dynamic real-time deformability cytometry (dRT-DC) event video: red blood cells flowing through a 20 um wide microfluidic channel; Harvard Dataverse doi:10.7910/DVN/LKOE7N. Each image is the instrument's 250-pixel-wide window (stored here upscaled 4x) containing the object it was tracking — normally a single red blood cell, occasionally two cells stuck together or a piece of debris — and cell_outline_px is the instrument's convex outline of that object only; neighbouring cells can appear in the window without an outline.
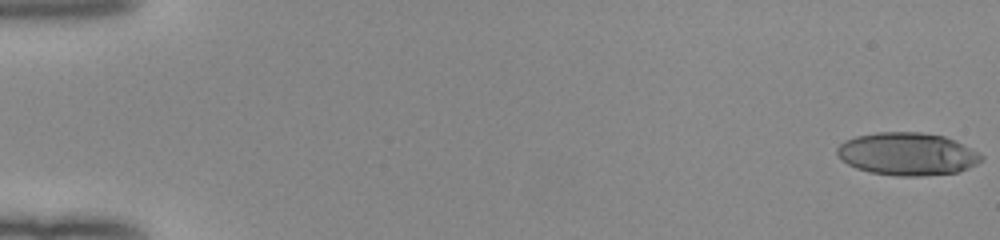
{"species": "human", "species_latin": "Homo sapiens", "temperature_condition": "room temperature", "stored_images_in_passage": 52, "camera_frame_rate_fps": 3000, "um_per_image_px": 0.085, "donor": {"sex": "female"}, "frame": {"image": 1, "passage_image": 1, "time_ms": 0.0, "image_size_px": [1000, 240], "cell_outline_px": [[984, 160], [968, 168], [956, 172], [924, 176], [896, 176], [868, 172], [856, 168], [840, 160], [836, 156], [836, 148], [844, 140], [856, 136], [876, 132], [924, 132], [944, 136], [956, 140], [984, 156]], "centroid_in_image_um": [77.09, 13.08], "position_along_channel_um": 7.9, "area_um2": 36.3}}
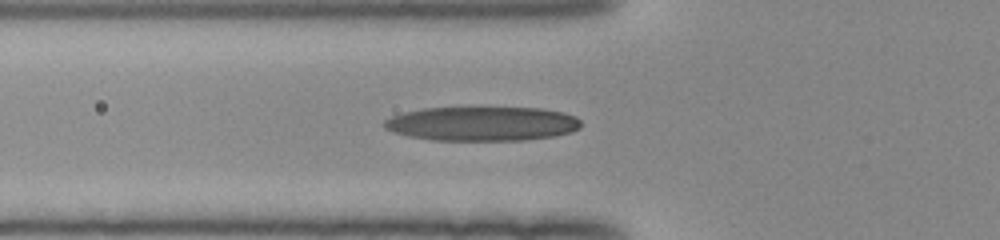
{"frame": {"image": 2, "passage_image": 20, "time_ms": 6.333, "image_size_px": [1000, 240], "cell_outline_px": [[580, 128], [572, 132], [556, 136], [524, 140], [432, 140], [408, 136], [392, 132], [384, 128], [380, 124], [384, 120], [392, 116], [404, 112], [424, 108], [540, 108], [564, 112], [576, 116], [580, 120]], "centroid_in_image_um": [40.97, 10.52], "position_along_channel_um": 84.8, "area_um2": 39.54}}
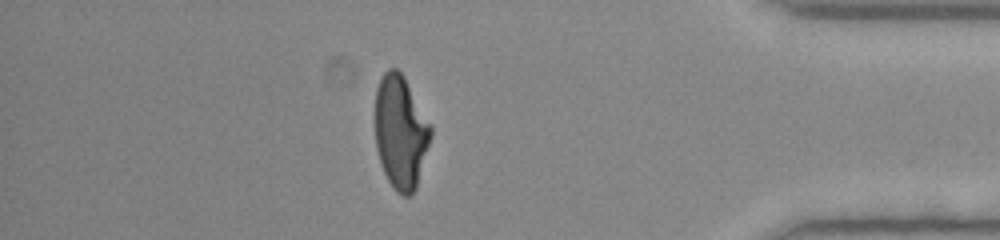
{"frame": {"image": 3, "passage_image": 46, "time_ms": 15.0, "image_size_px": [1000, 240], "cell_outline_px": [[432, 136], [416, 188], [412, 196], [404, 196], [396, 192], [392, 188], [380, 164], [376, 148], [376, 88], [384, 72], [388, 68], [396, 68], [404, 76], [432, 124]], "centroid_in_image_um": [34.07, 11.24], "position_along_channel_um": 401.1, "area_um2": 37.11}, "authors_computed_cell_mechanics": {"area_um2": 37.4833, "velocity_mm_per_s": 4.0272, "shape_relaxation_time_tau1_ms": 6.2747, "shape_relaxation_time_tau2_ms": 1.5995, "deformation_change_tau1": 0.2857, "deformation_change_tau2": 0.104}}